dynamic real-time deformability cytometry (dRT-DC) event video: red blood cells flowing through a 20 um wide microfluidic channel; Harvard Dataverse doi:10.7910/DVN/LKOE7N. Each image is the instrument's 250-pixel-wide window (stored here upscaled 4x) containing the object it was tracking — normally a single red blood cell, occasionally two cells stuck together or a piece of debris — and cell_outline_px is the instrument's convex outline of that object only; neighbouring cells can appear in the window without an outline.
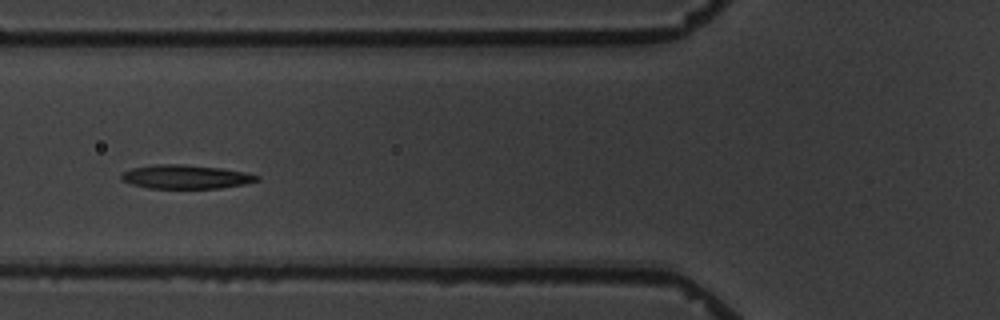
{"species": "common noctule bat (a hibernating species)", "species_latin": "Nyctalus noctula", "temperature_condition": "warm", "stored_images_in_passage": 10, "camera_frame_rate_fps": 3000, "um_per_image_px": 0.085, "animal": {"sex": "male", "body_mass_g": 19.5, "forearm_length_mm": 54.6}, "frame": {"image": 1, "passage_image": 5, "time_ms": 5.667, "image_size_px": [1000, 320], "cell_outline_px": [[260, 180], [244, 184], [220, 188], [148, 188], [132, 184], [120, 180], [120, 176], [124, 172], [132, 168], [156, 164], [184, 164], [220, 168], [244, 172], [260, 176]], "centroid_in_image_um": [15.78, 15.03], "position_along_channel_um": 110.0, "area_um2": 18.79}}
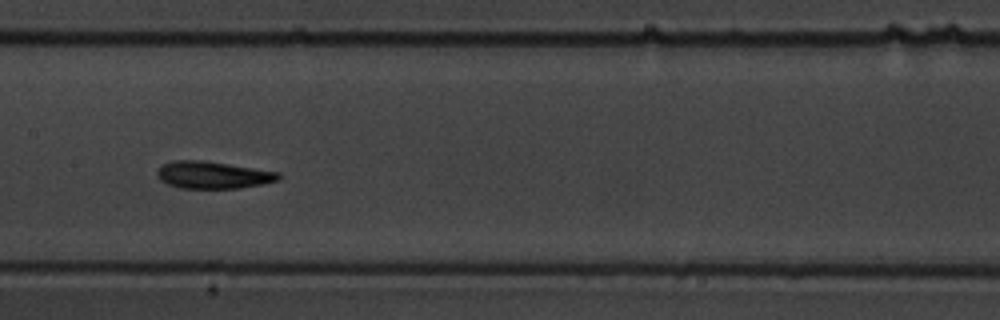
{"frame": {"image": 2, "passage_image": 7, "time_ms": 8.0, "image_size_px": [1000, 320], "cell_outline_px": [[280, 180], [240, 188], [180, 188], [168, 184], [160, 180], [156, 176], [156, 172], [164, 164], [172, 160], [204, 160], [280, 172]], "centroid_in_image_um": [18.09, 14.87], "position_along_channel_um": 189.3, "area_um2": 19.25}}
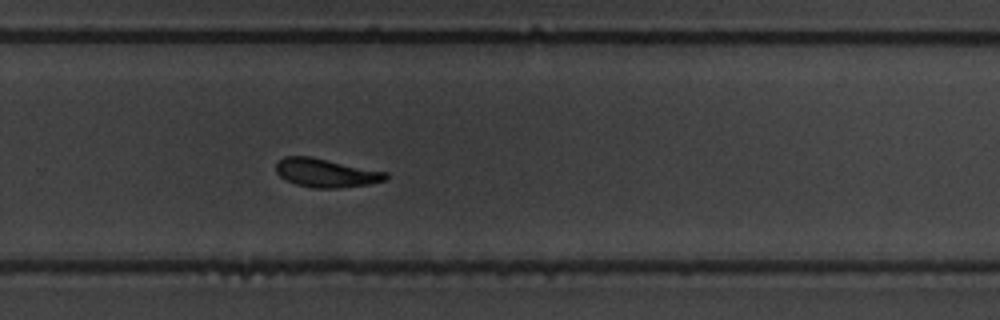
{"frame": {"image": 3, "passage_image": 10, "time_ms": 11.333, "image_size_px": [1000, 320], "cell_outline_px": [[388, 180], [368, 184], [340, 188], [312, 188], [296, 184], [284, 180], [276, 172], [276, 164], [284, 156], [308, 156], [388, 172]], "centroid_in_image_um": [27.71, 14.71], "position_along_channel_um": 302.1, "area_um2": 18.32}}